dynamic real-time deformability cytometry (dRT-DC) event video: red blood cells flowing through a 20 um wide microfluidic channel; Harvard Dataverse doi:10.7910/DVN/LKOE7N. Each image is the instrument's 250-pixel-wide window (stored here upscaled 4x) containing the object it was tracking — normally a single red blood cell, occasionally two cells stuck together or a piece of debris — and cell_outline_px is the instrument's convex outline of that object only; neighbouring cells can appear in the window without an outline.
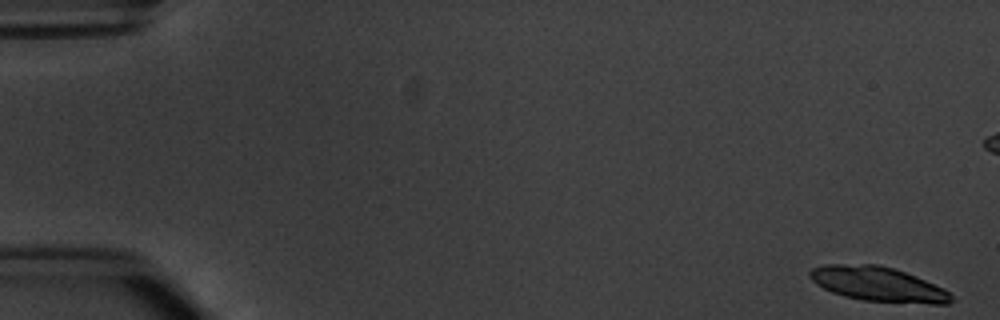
{"species": "common noctule bat (a hibernating species)", "species_latin": "Nyctalus noctula", "temperature_condition": "warm", "stored_images_in_passage": 8, "camera_frame_rate_fps": 3000, "um_per_image_px": 0.085, "animal": {"sex": "male", "body_mass_g": 20.1, "forearm_length_mm": 53.5}, "frame": {"image": 1, "passage_image": 1, "time_ms": 0.0, "image_size_px": [1000, 320], "cell_outline_px": [[952, 300], [948, 304], [932, 304], [864, 300], [844, 296], [832, 292], [816, 284], [808, 276], [808, 272], [812, 268], [824, 264], [876, 264], [892, 268], [916, 276], [944, 288], [952, 296]], "centroid_in_image_um": [74.61, 24.14], "position_along_channel_um": 10.4, "area_um2": 28.38}}